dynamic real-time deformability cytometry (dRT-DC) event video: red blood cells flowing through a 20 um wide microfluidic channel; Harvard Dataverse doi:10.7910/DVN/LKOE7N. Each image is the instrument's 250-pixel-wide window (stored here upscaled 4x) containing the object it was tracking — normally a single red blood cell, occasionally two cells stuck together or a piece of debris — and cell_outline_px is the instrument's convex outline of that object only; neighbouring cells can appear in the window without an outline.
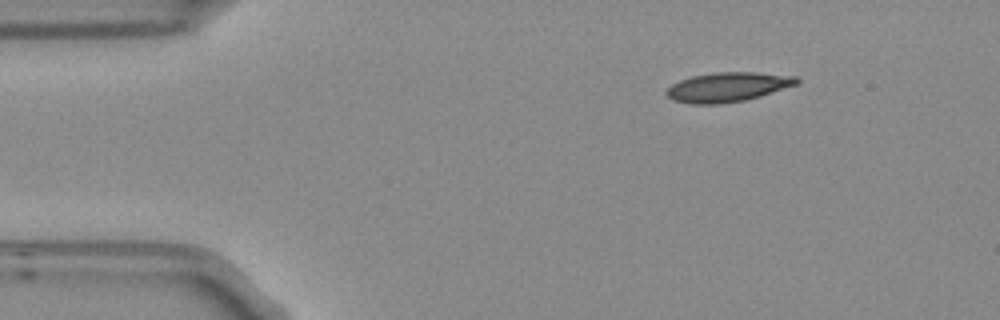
{"species": "Egyptian fruit bat (a non-hibernating species)", "species_latin": "Rousettus aegyptiacus", "temperature_condition": "room temperature", "stored_images_in_passage": 3, "camera_frame_rate_fps": 3000, "um_per_image_px": 0.085, "frame": {"image": 1, "passage_image": 1, "time_ms": 0.0, "image_size_px": [1000, 320], "cell_outline_px": [[800, 80], [796, 84], [760, 96], [744, 100], [720, 104], [692, 104], [672, 100], [664, 92], [672, 84], [680, 80], [692, 76], [716, 72], [756, 72], [796, 76]], "centroid_in_image_um": [61.83, 7.4], "position_along_channel_um": 23.2, "area_um2": 22.25}}